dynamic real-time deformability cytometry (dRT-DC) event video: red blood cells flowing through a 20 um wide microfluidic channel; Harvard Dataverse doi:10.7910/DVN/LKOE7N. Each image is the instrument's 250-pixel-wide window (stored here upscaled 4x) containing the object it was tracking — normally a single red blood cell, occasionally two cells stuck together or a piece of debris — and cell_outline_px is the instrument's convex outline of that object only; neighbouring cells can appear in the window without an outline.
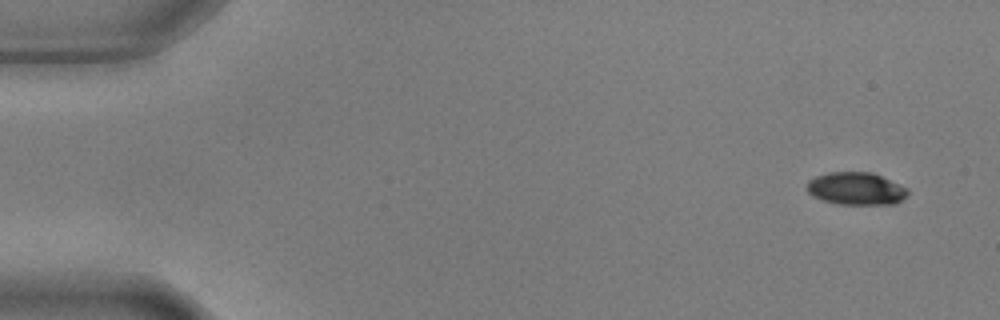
{"species": "common noctule bat (a hibernating species)", "species_latin": "Nyctalus noctula", "temperature_condition": "warm", "stored_images_in_passage": 4, "camera_frame_rate_fps": 3000, "um_per_image_px": 0.085, "animal": {"sex": "male", "body_mass_g": 17.9, "forearm_length_mm": 54.2}, "frame": {"image": 1, "passage_image": 1, "time_ms": 0.0, "image_size_px": [1000, 320], "cell_outline_px": [[908, 196], [896, 204], [840, 204], [824, 200], [812, 196], [808, 192], [808, 180], [816, 176], [828, 172], [872, 172], [908, 188]], "centroid_in_image_um": [72.79, 16.03], "position_along_channel_um": 12.2, "area_um2": 19.13}}
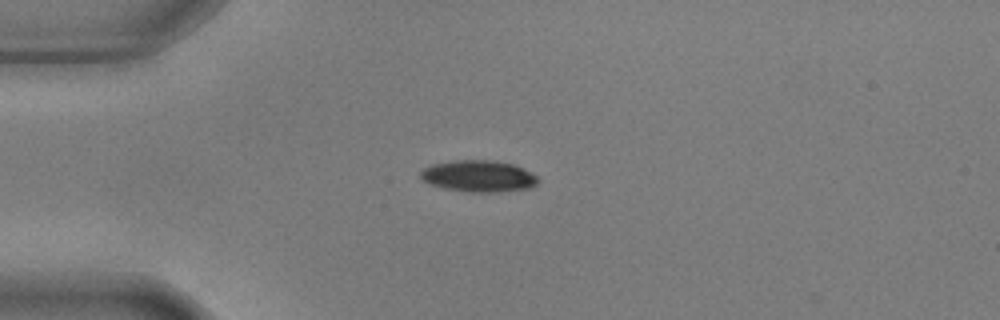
{"frame": {"image": 2, "passage_image": 4, "time_ms": 1.0, "image_size_px": [1000, 320], "cell_outline_px": [[540, 180], [532, 188], [496, 192], [468, 192], [444, 188], [428, 184], [420, 180], [420, 172], [424, 168], [432, 164], [456, 160], [492, 160], [512, 164], [524, 168], [532, 172]], "centroid_in_image_um": [40.67, 14.97], "position_along_channel_um": 44.3, "area_um2": 21.85}}